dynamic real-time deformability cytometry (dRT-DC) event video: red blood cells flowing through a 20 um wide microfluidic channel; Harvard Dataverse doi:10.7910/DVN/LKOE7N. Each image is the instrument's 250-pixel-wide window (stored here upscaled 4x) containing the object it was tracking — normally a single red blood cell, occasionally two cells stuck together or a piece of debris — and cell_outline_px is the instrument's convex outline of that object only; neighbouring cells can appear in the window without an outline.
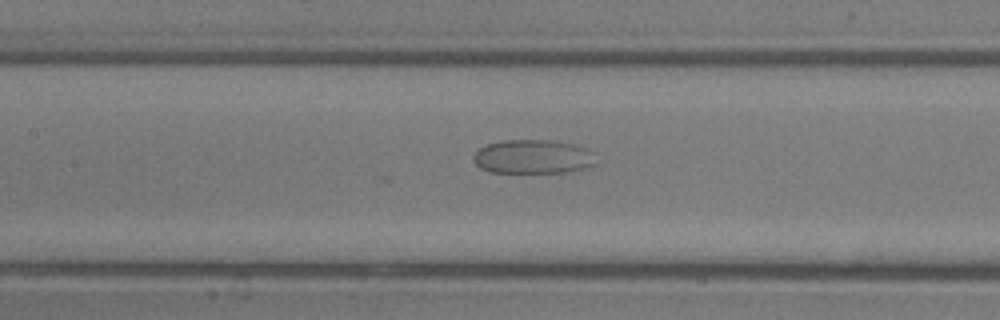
{"species": "common noctule bat (a hibernating species)", "species_latin": "Nyctalus noctula", "temperature_condition": "room temperature", "stored_images_in_passage": 45, "camera_frame_rate_fps": 3000, "um_per_image_px": 0.085, "animal": {"sex": "male", "body_mass_g": 13.3}, "frame": {"image": 1, "passage_image": 23, "time_ms": 7.333, "image_size_px": [1000, 320], "cell_outline_px": [[596, 164], [592, 168], [564, 172], [488, 172], [480, 168], [472, 160], [472, 156], [480, 148], [488, 144], [504, 140], [556, 140], [576, 144], [588, 148], [596, 152]], "centroid_in_image_um": [45.39, 13.32], "position_along_channel_um": 162.0, "area_um2": 24.85}}
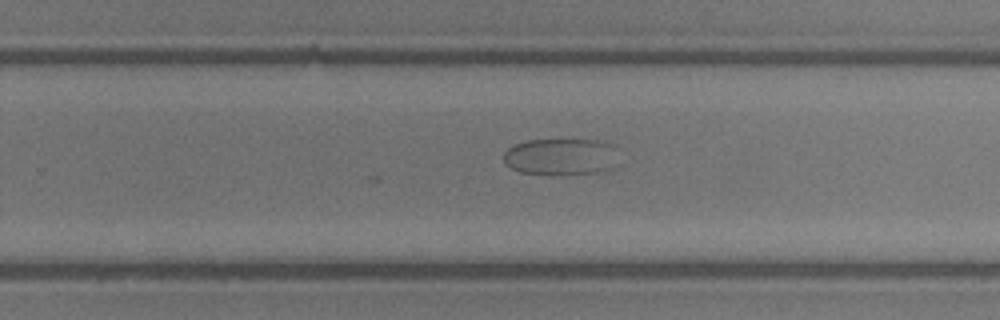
{"frame": {"image": 2, "passage_image": 32, "time_ms": 10.333, "image_size_px": [1000, 320], "cell_outline_px": [[612, 168], [604, 172], [556, 176], [520, 172], [504, 164], [504, 152], [512, 144], [524, 140], [608, 140], [612, 144]], "centroid_in_image_um": [47.59, 13.33], "position_along_channel_um": 282.2, "area_um2": 24.91}}
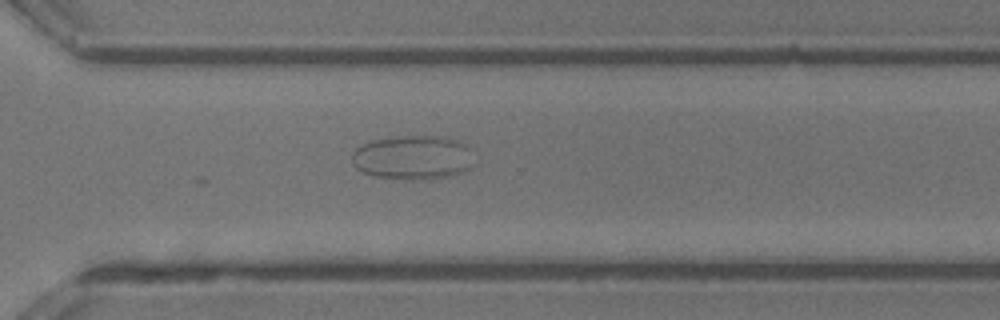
{"frame": {"image": 3, "passage_image": 36, "time_ms": 11.667, "image_size_px": [1000, 320], "cell_outline_px": [[472, 164], [468, 168], [460, 172], [448, 176], [424, 180], [420, 180], [376, 176], [364, 172], [356, 168], [352, 164], [352, 152], [356, 148], [372, 140], [404, 136], [444, 136], [456, 140], [464, 144], [468, 148]], "centroid_in_image_um": [35.06, 13.38], "position_along_channel_um": 335.5, "area_um2": 30.98}}